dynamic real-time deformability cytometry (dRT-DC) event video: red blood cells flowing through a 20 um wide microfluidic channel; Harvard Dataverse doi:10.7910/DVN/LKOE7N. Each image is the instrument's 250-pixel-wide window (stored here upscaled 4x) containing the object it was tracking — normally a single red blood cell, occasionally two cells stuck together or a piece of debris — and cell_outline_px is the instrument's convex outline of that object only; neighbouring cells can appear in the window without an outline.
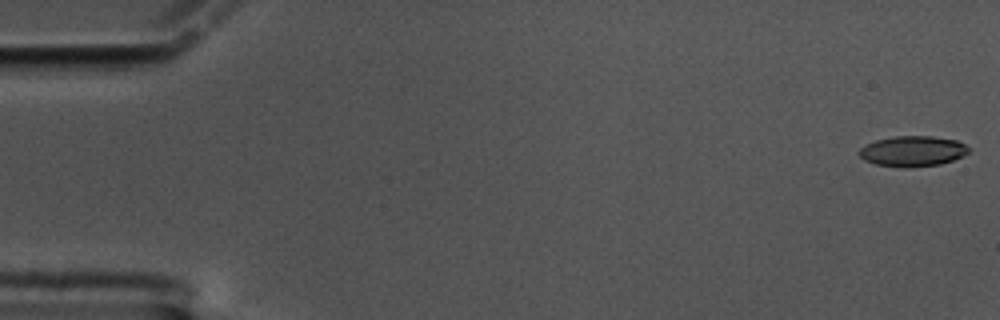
{"species": "common noctule bat (a hibernating species)", "species_latin": "Nyctalus noctula", "temperature_condition": "cold", "stored_images_in_passage": 60, "camera_frame_rate_fps": 3000, "um_per_image_px": 0.085, "animal": {"sex": "male", "body_mass_g": 17.5, "forearm_length_mm": 52.3}, "frame": {"image": 1, "passage_image": 1, "time_ms": 0.0, "image_size_px": [1000, 320], "cell_outline_px": [[968, 152], [964, 156], [940, 164], [908, 168], [900, 168], [876, 164], [864, 160], [856, 152], [860, 148], [876, 140], [896, 136], [932, 136], [956, 140], [964, 144], [968, 148]], "centroid_in_image_um": [77.55, 12.86], "position_along_channel_um": 7.4, "area_um2": 19.48}}
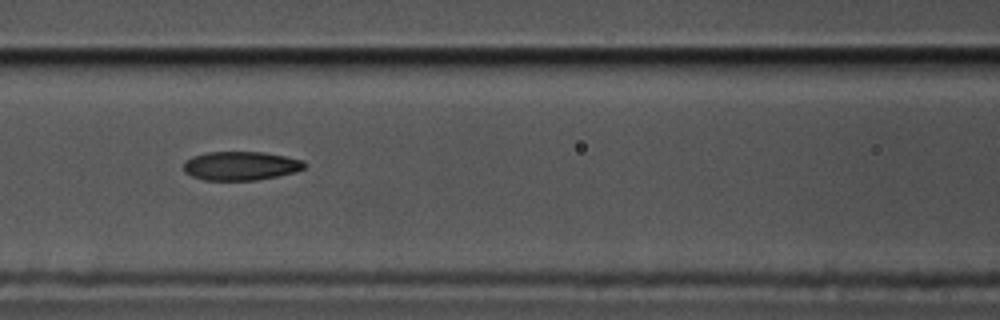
{"frame": {"image": 2, "passage_image": 26, "time_ms": 8.333, "image_size_px": [1000, 320], "cell_outline_px": [[304, 168], [296, 172], [256, 180], [204, 180], [192, 176], [184, 172], [184, 164], [192, 156], [208, 152], [264, 152], [304, 160]], "centroid_in_image_um": [20.46, 14.09], "position_along_channel_um": 146.1, "area_um2": 20.17}}
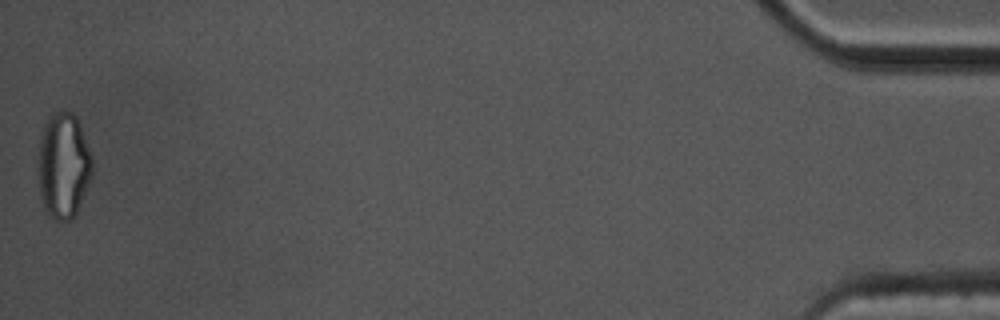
{"frame": {"image": 3, "passage_image": 60, "time_ms": 19.667, "image_size_px": [1000, 320], "cell_outline_px": [[92, 176], [76, 212], [68, 220], [56, 220], [44, 208], [40, 196], [36, 168], [36, 160], [40, 136], [44, 124], [48, 116], [52, 112], [72, 112], [76, 116], [92, 156]], "centroid_in_image_um": [5.35, 14.04], "position_along_channel_um": 429.9, "area_um2": 33.64}, "authors_computed_cell_mechanics": {"area_um2": 20.7502, "velocity_mm_per_s": 3.3492, "shape_relaxation_time_tau1_ms": null, "shape_relaxation_time_tau2_ms": 3.7141, "deformation_change_tau1": null, "deformation_change_tau2": 0.1061}}